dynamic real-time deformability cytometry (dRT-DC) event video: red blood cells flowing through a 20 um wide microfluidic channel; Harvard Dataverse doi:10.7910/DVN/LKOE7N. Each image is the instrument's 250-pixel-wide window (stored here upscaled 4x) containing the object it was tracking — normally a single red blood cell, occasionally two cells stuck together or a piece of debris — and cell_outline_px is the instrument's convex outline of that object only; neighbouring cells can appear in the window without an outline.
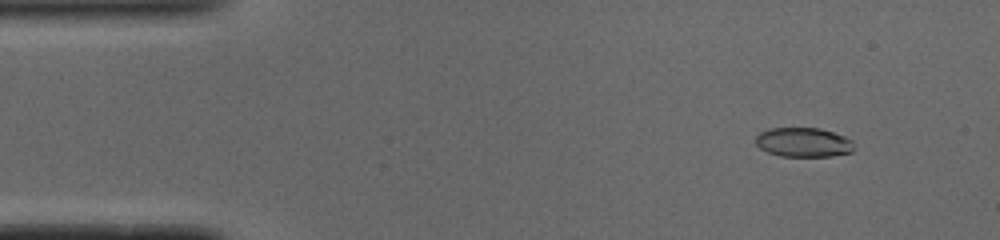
{"species": "common noctule bat (a hibernating species)", "species_latin": "Nyctalus noctula", "temperature_condition": "cold", "stored_images_in_passage": 51, "camera_frame_rate_fps": 3000, "um_per_image_px": 0.085, "animal": {"sex": "male", "body_mass_g": 19.0, "forearm_length_mm": 50.8}, "frame": {"image": 1, "passage_image": 5, "time_ms": 1.333, "image_size_px": [1000, 240], "cell_outline_px": [[852, 152], [832, 156], [780, 156], [768, 152], [760, 148], [756, 144], [756, 136], [760, 132], [768, 128], [820, 128], [844, 136], [852, 140]], "centroid_in_image_um": [68.27, 12.09], "position_along_channel_um": 16.7, "area_um2": 16.76}}
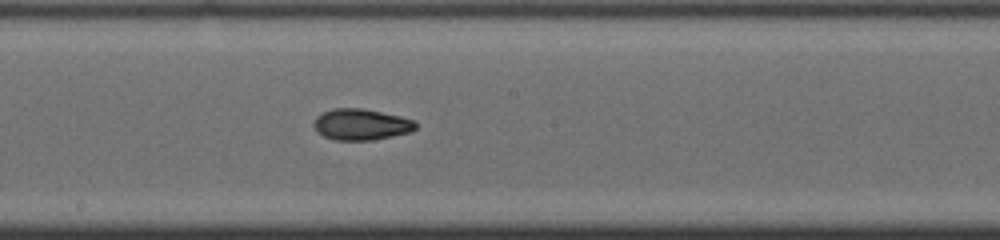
{"frame": {"image": 2, "passage_image": 27, "time_ms": 8.667, "image_size_px": [1000, 240], "cell_outline_px": [[416, 128], [412, 132], [372, 140], [336, 140], [324, 136], [316, 132], [316, 116], [332, 108], [360, 108], [400, 116], [412, 120], [416, 124]], "centroid_in_image_um": [30.71, 10.58], "position_along_channel_um": 217.5, "area_um2": 18.26}}
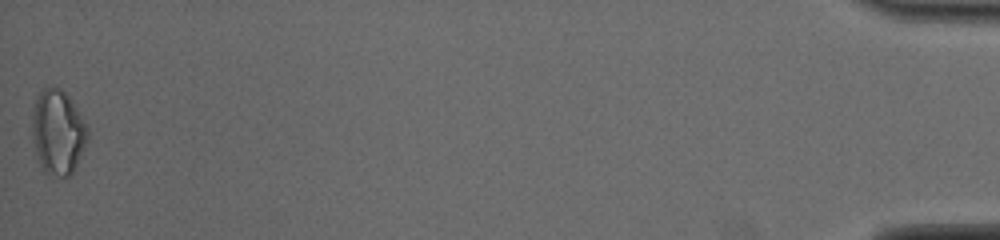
{"frame": {"image": 3, "passage_image": 51, "time_ms": 16.667, "image_size_px": [1000, 240], "cell_outline_px": [[88, 140], [72, 172], [68, 176], [60, 176], [44, 172], [40, 164], [36, 152], [32, 132], [32, 116], [36, 100], [40, 92], [44, 88], [60, 88], [68, 96], [76, 108], [88, 128]], "centroid_in_image_um": [4.92, 11.24], "position_along_channel_um": 430.3, "area_um2": 26.76}, "authors_computed_cell_mechanics": {"area_um2": 18.3804, "velocity_mm_per_s": 3.9176, "shape_relaxation_time_tau1_ms": 3.1855, "shape_relaxation_time_tau2_ms": 3.3825, "deformation_change_tau1": 0.1512, "deformation_change_tau2": 0.0962}}